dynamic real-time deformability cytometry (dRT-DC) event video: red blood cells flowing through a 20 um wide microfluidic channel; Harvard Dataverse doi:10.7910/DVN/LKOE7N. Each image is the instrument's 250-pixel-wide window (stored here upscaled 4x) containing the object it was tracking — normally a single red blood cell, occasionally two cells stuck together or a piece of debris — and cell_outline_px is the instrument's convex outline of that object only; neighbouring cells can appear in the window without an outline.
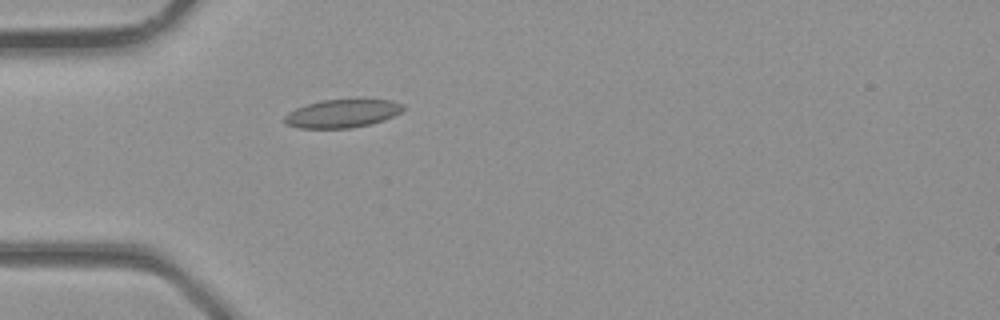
{"species": "common noctule bat (a hibernating species)", "species_latin": "Nyctalus noctula", "temperature_condition": "room temperature", "stored_images_in_passage": 4, "camera_frame_rate_fps": 3000, "um_per_image_px": 0.085, "animal": {"sex": "male", "body_mass_g": 23.1, "forearm_length_mm": 52.7}, "frame": {"image": 1, "passage_image": 4, "time_ms": 1.0, "image_size_px": [1000, 320], "cell_outline_px": [[408, 108], [384, 120], [352, 128], [300, 128], [288, 124], [284, 120], [284, 116], [288, 112], [296, 108], [308, 104], [324, 100], [360, 96], [392, 100], [404, 104]], "centroid_in_image_um": [29.19, 9.59], "position_along_channel_um": 55.8, "area_um2": 20.29}}